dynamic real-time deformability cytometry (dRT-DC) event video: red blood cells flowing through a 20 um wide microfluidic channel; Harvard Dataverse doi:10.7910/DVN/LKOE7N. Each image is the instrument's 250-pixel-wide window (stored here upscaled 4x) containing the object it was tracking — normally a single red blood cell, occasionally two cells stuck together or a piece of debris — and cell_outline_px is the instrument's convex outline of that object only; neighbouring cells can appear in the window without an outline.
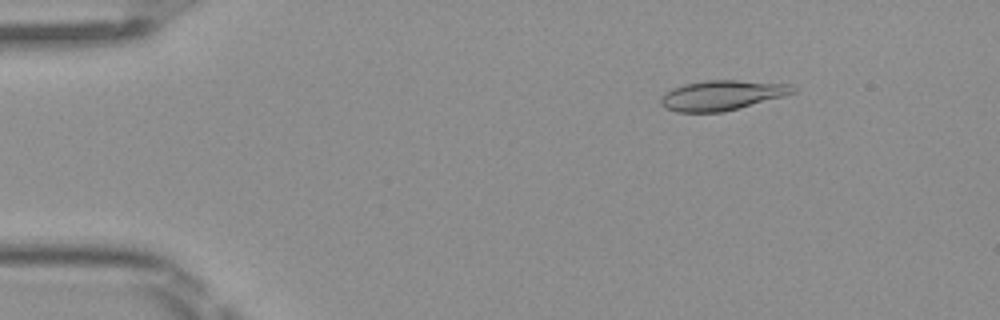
{"species": "Egyptian fruit bat (a non-hibernating species)", "species_latin": "Rousettus aegyptiacus", "temperature_condition": "room temperature", "stored_images_in_passage": 4, "camera_frame_rate_fps": 3000, "um_per_image_px": 0.085, "frame": {"image": 1, "passage_image": 2, "time_ms": 0.333, "image_size_px": [1000, 320], "cell_outline_px": [[796, 92], [784, 96], [724, 112], [676, 112], [664, 108], [660, 104], [660, 96], [664, 92], [672, 88], [684, 84], [708, 80], [736, 80], [788, 84], [796, 88]], "centroid_in_image_um": [61.31, 8.1], "position_along_channel_um": 23.7, "area_um2": 23.12}}